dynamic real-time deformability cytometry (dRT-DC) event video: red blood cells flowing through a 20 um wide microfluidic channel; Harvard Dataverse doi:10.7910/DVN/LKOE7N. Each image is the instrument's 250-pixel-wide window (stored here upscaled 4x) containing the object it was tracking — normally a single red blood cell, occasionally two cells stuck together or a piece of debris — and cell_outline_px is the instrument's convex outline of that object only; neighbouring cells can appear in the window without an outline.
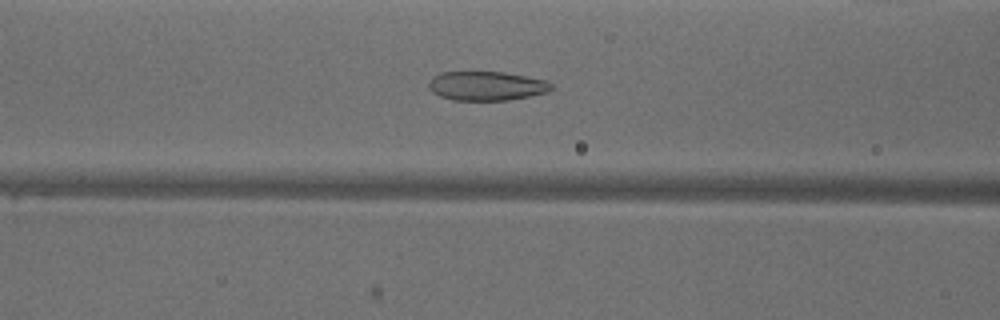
{"species": "common noctule bat (a hibernating species)", "species_latin": "Nyctalus noctula", "temperature_condition": "warm", "stored_images_in_passage": 40, "camera_frame_rate_fps": 3000, "um_per_image_px": 0.085, "animal": {"sex": "male", "body_mass_g": 18.8}, "frame": {"image": 1, "passage_image": 9, "time_ms": 2.667, "image_size_px": [1000, 320], "cell_outline_px": [[552, 88], [548, 92], [508, 100], [452, 100], [440, 96], [432, 92], [428, 84], [440, 72], [504, 72], [548, 80], [552, 84]], "centroid_in_image_um": [41.39, 7.3], "position_along_channel_um": 125.2, "area_um2": 20.69}}
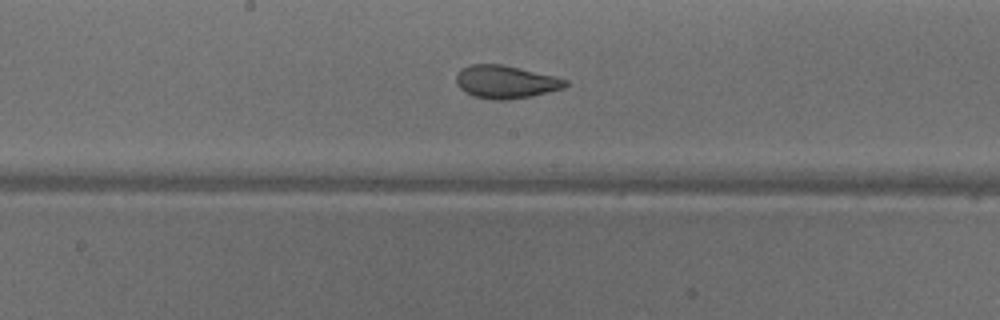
{"frame": {"image": 2, "passage_image": 15, "time_ms": 4.667, "image_size_px": [1000, 320], "cell_outline_px": [[568, 84], [564, 88], [532, 96], [508, 100], [492, 100], [472, 96], [464, 92], [456, 84], [456, 76], [460, 68], [468, 64], [504, 64], [556, 76], [568, 80]], "centroid_in_image_um": [42.97, 6.96], "position_along_channel_um": 205.2, "area_um2": 21.39}}
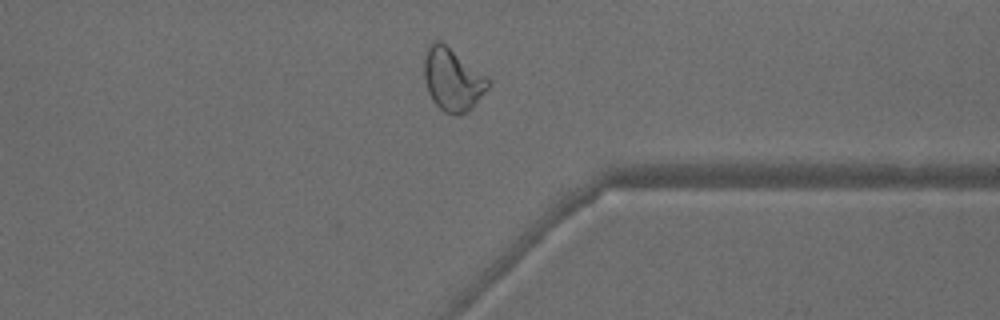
{"frame": {"image": 3, "passage_image": 28, "time_ms": 9.0, "image_size_px": [1000, 320], "cell_outline_px": [[492, 84], [472, 108], [460, 116], [456, 116], [444, 112], [432, 100], [428, 92], [424, 80], [424, 60], [428, 44], [436, 40], [440, 40], [488, 76], [492, 80]], "centroid_in_image_um": [38.49, 6.77], "position_along_channel_um": 372.9, "area_um2": 23.81}, "authors_computed_cell_mechanics": {"area_um2": 22.9177, "velocity_mm_per_s": 3.9903, "shape_relaxation_time_tau1_ms": null, "shape_relaxation_time_tau2_ms": 1.0238, "deformation_change_tau1": null, "deformation_change_tau2": 0.0786}}